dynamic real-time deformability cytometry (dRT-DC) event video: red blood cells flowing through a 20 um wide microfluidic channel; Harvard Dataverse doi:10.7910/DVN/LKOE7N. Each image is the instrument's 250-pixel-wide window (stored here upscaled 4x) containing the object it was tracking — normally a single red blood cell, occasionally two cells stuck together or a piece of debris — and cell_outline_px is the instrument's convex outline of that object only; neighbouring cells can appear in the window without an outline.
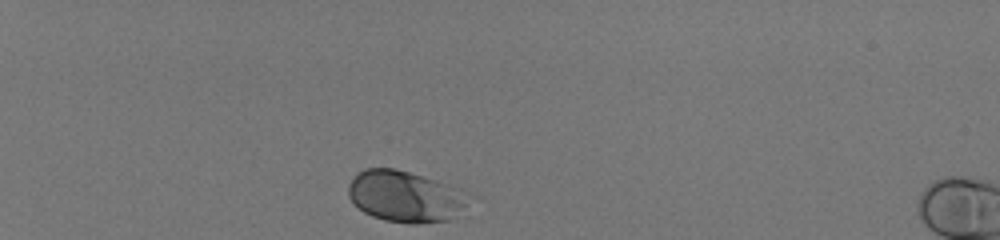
{"species": "human", "species_latin": "Homo sapiens", "temperature_condition": "room temperature", "stored_images_in_passage": 34, "camera_frame_rate_fps": 3000, "um_per_image_px": 0.085, "donor": {"sex": "male"}, "frame": {"image": 1, "passage_image": 1, "time_ms": 0.0, "image_size_px": [1000, 240], "cell_outline_px": [[468, 216], [448, 220], [416, 224], [412, 224], [384, 220], [372, 216], [364, 212], [352, 204], [348, 196], [348, 184], [364, 168], [396, 168], [432, 180], [440, 184], [464, 204]], "centroid_in_image_um": [34.26, 16.76], "position_along_channel_um": 50.7, "area_um2": 34.62}}
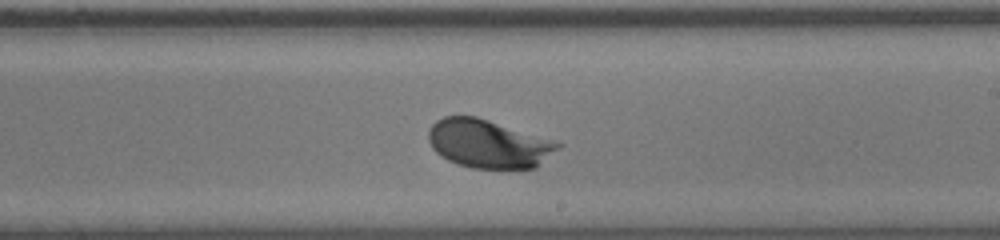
{"frame": {"image": 2, "passage_image": 21, "time_ms": 6.667, "image_size_px": [1000, 240], "cell_outline_px": [[564, 144], [536, 168], [472, 168], [448, 160], [440, 156], [432, 148], [428, 140], [428, 128], [436, 120], [444, 116], [476, 116]], "centroid_in_image_um": [41.48, 12.22], "position_along_channel_um": 247.5, "area_um2": 36.3}}
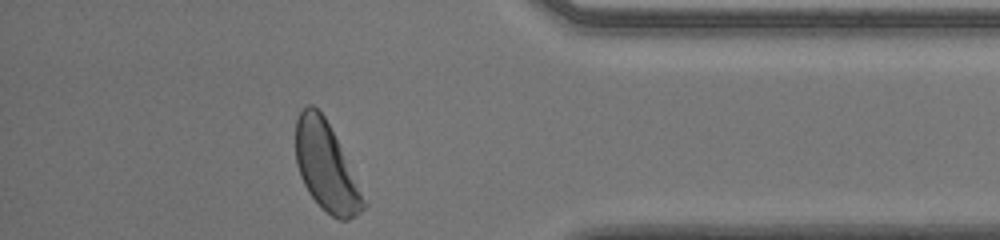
{"frame": {"image": 3, "passage_image": 34, "time_ms": 11.0, "image_size_px": [1000, 240], "cell_outline_px": [[368, 204], [356, 216], [348, 220], [340, 220], [332, 216], [308, 192], [300, 176], [296, 164], [296, 120], [300, 112], [308, 104], [312, 104], [324, 116]], "centroid_in_image_um": [27.7, 14.19], "position_along_channel_um": 407.5, "area_um2": 34.04}, "authors_computed_cell_mechanics": {"area_um2": 34.391, "velocity_mm_per_s": 3.9769, "shape_relaxation_time_tau1_ms": 0.8669, "shape_relaxation_time_tau2_ms": null, "deformation_change_tau1": 0.0821, "deformation_change_tau2": null}}